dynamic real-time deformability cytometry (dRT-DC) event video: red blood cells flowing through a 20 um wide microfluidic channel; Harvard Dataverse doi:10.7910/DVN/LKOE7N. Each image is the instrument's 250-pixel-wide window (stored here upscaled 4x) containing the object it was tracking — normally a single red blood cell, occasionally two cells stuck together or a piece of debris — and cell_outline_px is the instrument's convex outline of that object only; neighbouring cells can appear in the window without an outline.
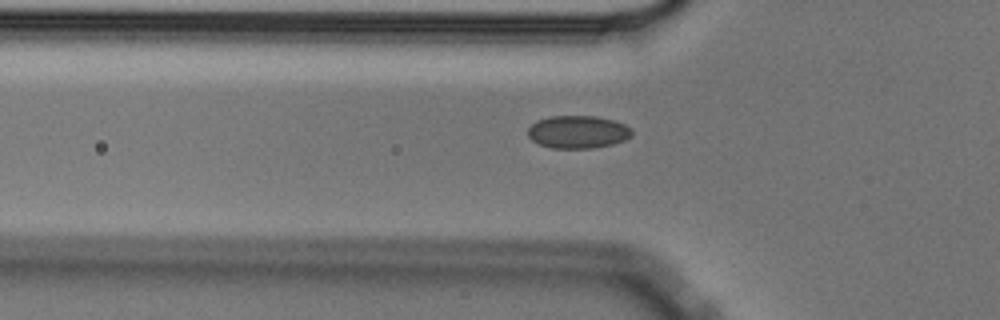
{"species": "Egyptian fruit bat (a non-hibernating species)", "species_latin": "Rousettus aegyptiacus", "temperature_condition": "cold", "stored_images_in_passage": 41, "camera_frame_rate_fps": 3000, "um_per_image_px": 0.085, "animal": {"sex": "male"}, "frame": {"image": 1, "passage_image": 4, "time_ms": 1.0, "image_size_px": [1000, 320], "cell_outline_px": [[632, 136], [624, 140], [612, 144], [596, 148], [552, 148], [540, 144], [532, 140], [528, 136], [528, 128], [536, 120], [548, 116], [596, 116], [612, 120], [624, 124], [632, 128]], "centroid_in_image_um": [49.12, 11.21], "position_along_channel_um": 76.7, "area_um2": 19.94}}
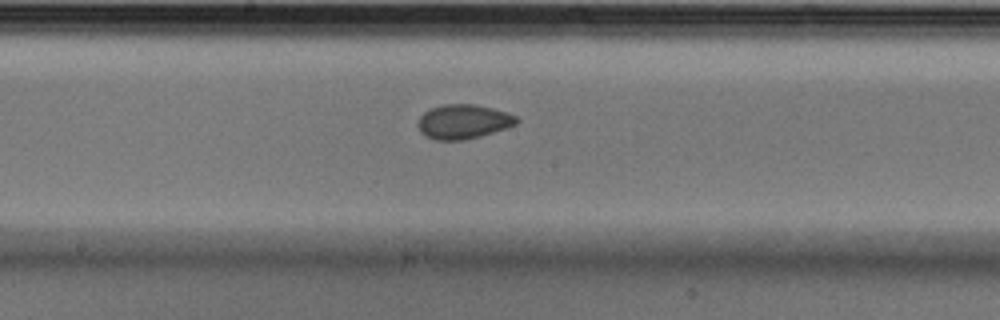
{"frame": {"image": 2, "passage_image": 15, "time_ms": 4.667, "image_size_px": [1000, 320], "cell_outline_px": [[520, 120], [516, 124], [480, 136], [464, 140], [436, 140], [424, 136], [420, 132], [420, 116], [424, 112], [432, 108], [444, 104], [476, 104], [508, 112], [516, 116]], "centroid_in_image_um": [39.4, 10.33], "position_along_channel_um": 208.8, "area_um2": 19.59}}
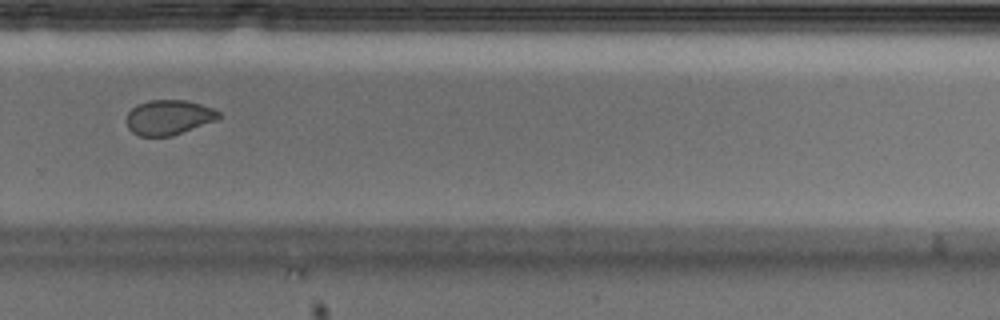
{"frame": {"image": 3, "passage_image": 24, "time_ms": 7.667, "image_size_px": [1000, 320], "cell_outline_px": [[224, 116], [220, 120], [172, 136], [140, 136], [132, 132], [128, 128], [128, 112], [136, 104], [148, 100], [188, 100], [212, 108], [220, 112]], "centroid_in_image_um": [14.41, 9.97], "position_along_channel_um": 315.4, "area_um2": 19.07}, "authors_computed_cell_mechanics": {"area_um2": 19.652, "velocity_mm_per_s": 3.5707, "shape_relaxation_time_tau1_ms": null, "shape_relaxation_time_tau2_ms": 2.0765, "deformation_change_tau1": null, "deformation_change_tau2": 0.0422}}